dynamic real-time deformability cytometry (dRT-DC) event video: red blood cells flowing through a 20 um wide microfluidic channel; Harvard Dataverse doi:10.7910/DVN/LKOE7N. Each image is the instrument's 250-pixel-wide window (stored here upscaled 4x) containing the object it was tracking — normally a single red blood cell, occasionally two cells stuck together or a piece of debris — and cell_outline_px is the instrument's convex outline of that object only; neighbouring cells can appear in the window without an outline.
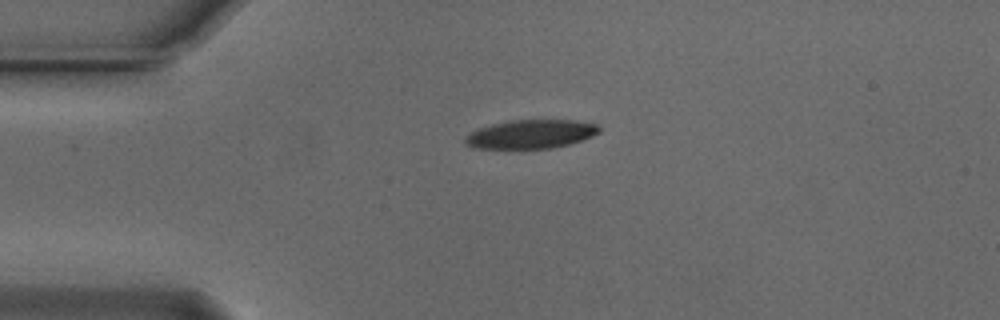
{"species": "Egyptian fruit bat (a non-hibernating species)", "species_latin": "Rousettus aegyptiacus", "temperature_condition": "cold", "stored_images_in_passage": 43, "camera_frame_rate_fps": 3000, "um_per_image_px": 0.085, "animal": {"sex": "male"}, "frame": {"image": 1, "passage_image": 1, "time_ms": 0.0, "image_size_px": [1000, 320], "cell_outline_px": [[600, 132], [592, 136], [568, 144], [552, 148], [476, 148], [464, 144], [464, 136], [476, 128], [492, 124], [512, 120], [576, 120], [596, 124], [600, 128]], "centroid_in_image_um": [45.08, 11.39], "position_along_channel_um": 39.9, "area_um2": 22.43}}
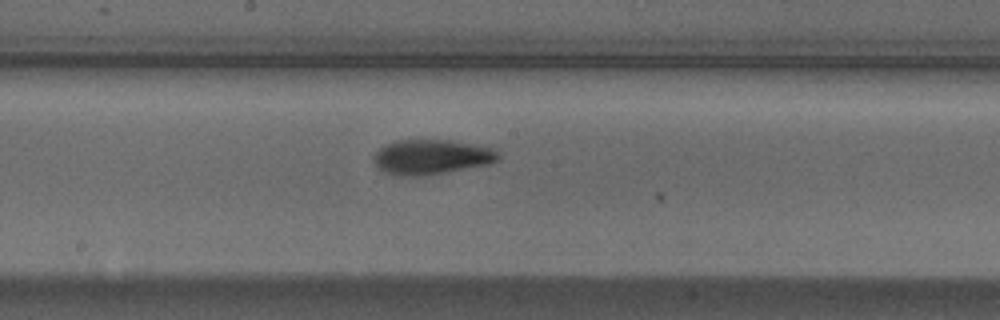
{"frame": {"image": 2, "passage_image": 17, "time_ms": 5.333, "image_size_px": [1000, 320], "cell_outline_px": [[500, 160], [488, 164], [428, 176], [400, 176], [384, 172], [372, 160], [372, 156], [384, 144], [396, 140], [452, 140], [492, 148], [500, 152]], "centroid_in_image_um": [36.67, 13.35], "position_along_channel_um": 211.5, "area_um2": 25.61}}
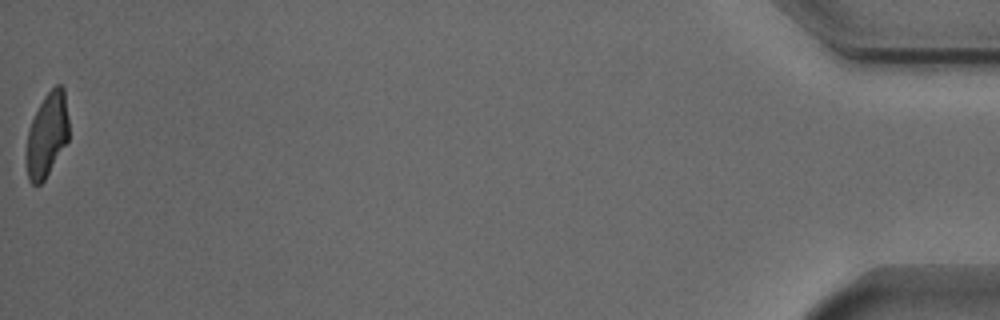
{"frame": {"image": 3, "passage_image": 43, "time_ms": 14.0, "image_size_px": [1000, 320], "cell_outline_px": [[68, 140], [44, 180], [40, 184], [32, 184], [28, 180], [28, 128], [44, 96], [56, 84], [60, 84], [64, 88], [68, 116]], "centroid_in_image_um": [4.03, 11.42], "position_along_channel_um": 431.2, "area_um2": 20.29}, "authors_computed_cell_mechanics": {"area_um2": 23.698, "velocity_mm_per_s": 3.7361, "shape_relaxation_time_tau1_ms": 3.2661, "shape_relaxation_time_tau2_ms": 4.1783, "deformation_change_tau1": 0.1631, "deformation_change_tau2": 0.1154}}